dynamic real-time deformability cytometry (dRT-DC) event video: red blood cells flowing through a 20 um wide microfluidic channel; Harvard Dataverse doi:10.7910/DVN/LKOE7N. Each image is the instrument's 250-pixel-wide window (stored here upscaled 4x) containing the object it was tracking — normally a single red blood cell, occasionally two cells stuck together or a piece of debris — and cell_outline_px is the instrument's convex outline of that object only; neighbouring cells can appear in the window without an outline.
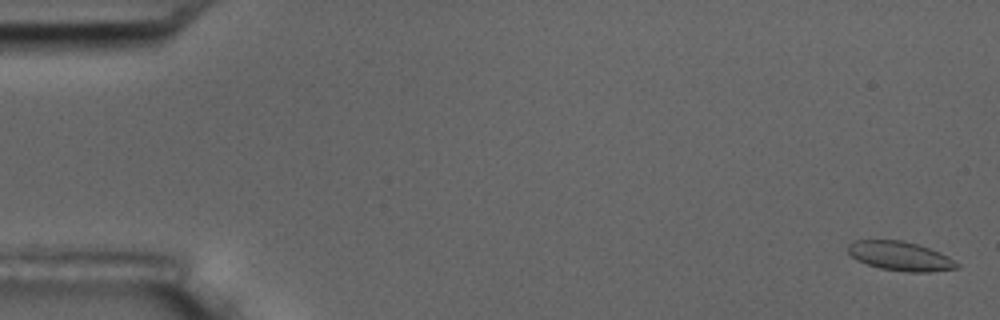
{"species": "common noctule bat (a hibernating species)", "species_latin": "Nyctalus noctula", "temperature_condition": "room temperature", "stored_images_in_passage": 7, "camera_frame_rate_fps": 3000, "um_per_image_px": 0.085, "animal": {"sex": "male", "body_mass_g": 17.5, "forearm_length_mm": 52.3}, "frame": {"image": 1, "passage_image": 1, "time_ms": 0.0, "image_size_px": [1000, 320], "cell_outline_px": [[960, 268], [928, 272], [912, 272], [880, 268], [856, 260], [848, 252], [848, 244], [856, 240], [904, 240], [940, 252], [948, 256], [960, 264]], "centroid_in_image_um": [76.54, 21.76], "position_along_channel_um": 8.5, "area_um2": 18.44}}
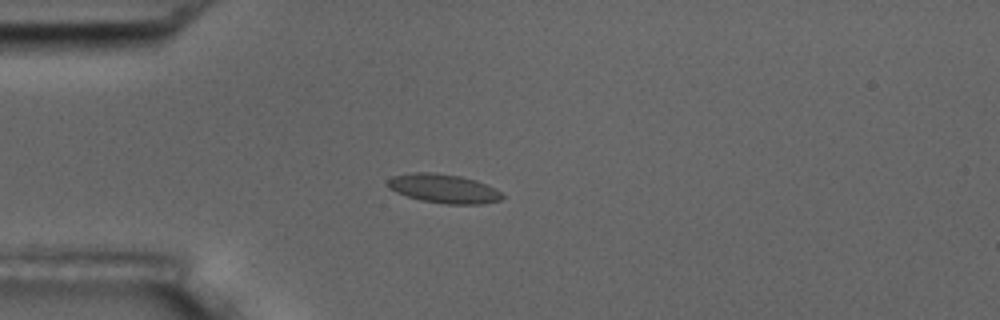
{"frame": {"image": 2, "passage_image": 5, "time_ms": 4.667, "image_size_px": [1000, 320], "cell_outline_px": [[504, 196], [500, 200], [480, 204], [448, 204], [420, 200], [396, 192], [388, 188], [388, 180], [392, 176], [412, 172], [436, 172], [460, 176], [476, 180], [496, 188]], "centroid_in_image_um": [37.71, 16.02], "position_along_channel_um": 47.3, "area_um2": 19.36}}
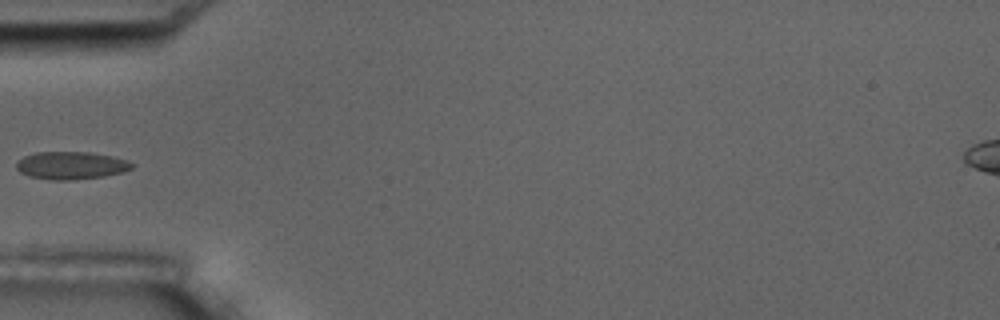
{"frame": {"image": 3, "passage_image": 6, "time_ms": 6.0, "image_size_px": [1000, 320], "cell_outline_px": [[136, 164], [132, 168], [124, 172], [104, 176], [76, 180], [52, 180], [28, 176], [20, 172], [16, 168], [16, 164], [24, 156], [36, 152], [88, 152], [112, 156], [128, 160]], "centroid_in_image_um": [6.07, 14.07], "position_along_channel_um": 78.9, "area_um2": 18.79}}